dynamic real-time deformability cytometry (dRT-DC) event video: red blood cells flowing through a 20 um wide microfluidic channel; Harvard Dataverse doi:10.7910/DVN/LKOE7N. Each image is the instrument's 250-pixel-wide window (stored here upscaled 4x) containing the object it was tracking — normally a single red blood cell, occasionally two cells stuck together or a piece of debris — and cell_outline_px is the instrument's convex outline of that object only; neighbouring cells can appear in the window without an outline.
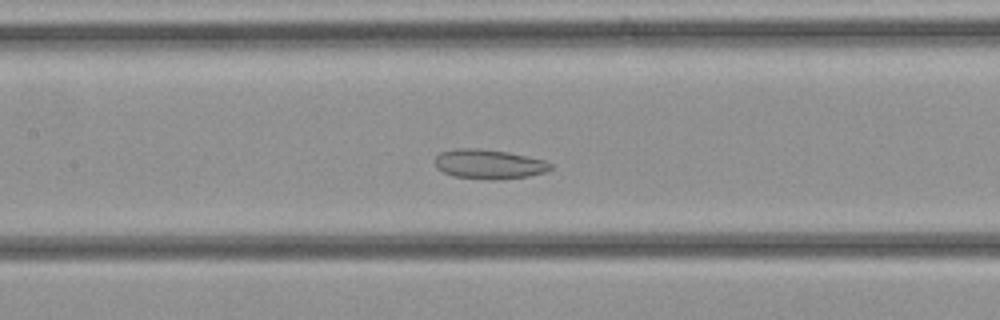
{"species": "common noctule bat (a hibernating species)", "species_latin": "Nyctalus noctula", "temperature_condition": "cold", "stored_images_in_passage": 28, "camera_frame_rate_fps": 3000, "um_per_image_px": 0.085, "animal": {"sex": "female", "body_mass_g": 21.9}, "frame": {"image": 1, "passage_image": 8, "time_ms": 2.333, "image_size_px": [1000, 320], "cell_outline_px": [[552, 168], [548, 172], [528, 176], [496, 180], [492, 180], [456, 176], [444, 172], [436, 168], [432, 160], [440, 152], [452, 148], [472, 148], [508, 152], [544, 160], [552, 164]], "centroid_in_image_um": [41.53, 13.95], "position_along_channel_um": 165.9, "area_um2": 20.0}}
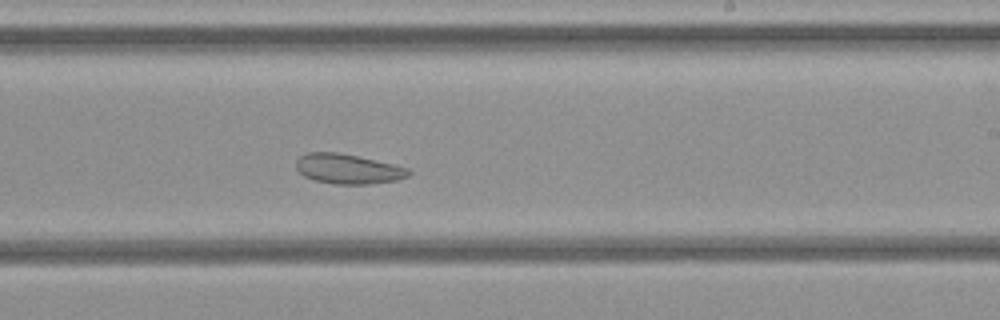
{"frame": {"image": 2, "passage_image": 13, "time_ms": 4.0, "image_size_px": [1000, 320], "cell_outline_px": [[412, 172], [408, 176], [396, 180], [368, 184], [332, 184], [316, 180], [304, 176], [296, 168], [296, 160], [300, 156], [308, 152], [340, 152], [376, 160], [408, 168]], "centroid_in_image_um": [29.57, 14.35], "position_along_channel_um": 259.4, "area_um2": 19.54}}
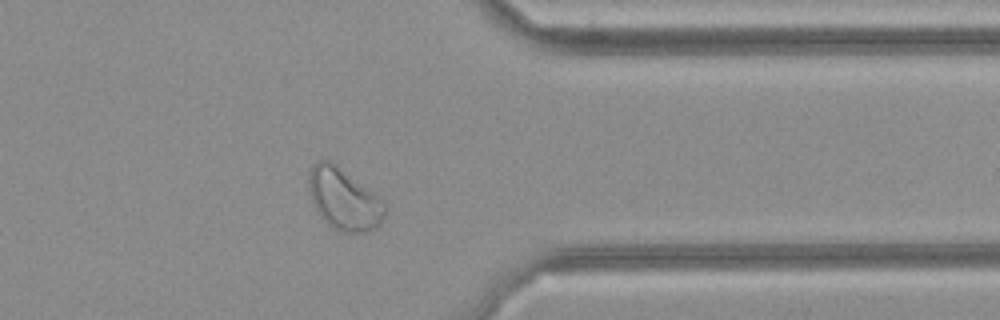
{"frame": {"image": 3, "passage_image": 20, "time_ms": 6.333, "image_size_px": [1000, 320], "cell_outline_px": [[384, 216], [380, 224], [376, 228], [364, 232], [348, 232], [332, 228], [320, 216], [312, 200], [308, 188], [308, 176], [312, 164], [320, 160], [328, 160], [336, 164], [380, 196], [384, 200]], "centroid_in_image_um": [29.23, 16.91], "position_along_channel_um": 382.2, "area_um2": 27.28}}